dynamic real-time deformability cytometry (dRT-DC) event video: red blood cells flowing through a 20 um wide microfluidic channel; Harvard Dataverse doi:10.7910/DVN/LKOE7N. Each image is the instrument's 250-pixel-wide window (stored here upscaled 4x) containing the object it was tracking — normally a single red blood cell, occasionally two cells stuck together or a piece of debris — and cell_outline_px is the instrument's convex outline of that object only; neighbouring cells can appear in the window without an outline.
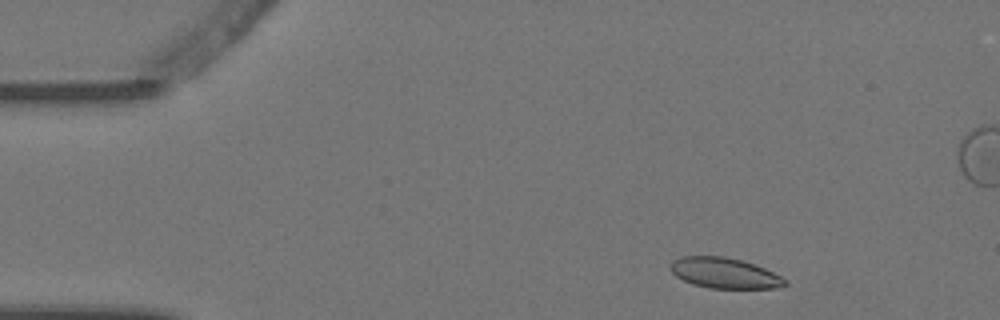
{"species": "Egyptian fruit bat (a non-hibernating species)", "species_latin": "Rousettus aegyptiacus", "temperature_condition": "warm", "stored_images_in_passage": 9, "camera_frame_rate_fps": 3000, "um_per_image_px": 0.085, "animal": {"sex": "female"}, "frame": {"image": 1, "passage_image": 1, "time_ms": 0.0, "image_size_px": [1000, 320], "cell_outline_px": [[788, 284], [780, 288], [708, 288], [692, 284], [676, 276], [668, 268], [668, 264], [672, 260], [680, 256], [724, 256], [740, 260], [764, 268], [788, 280]], "centroid_in_image_um": [61.55, 23.21], "position_along_channel_um": 23.5, "area_um2": 20.52}}
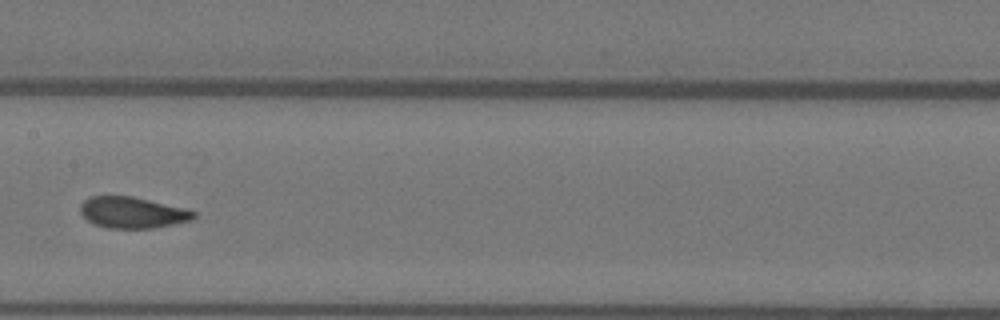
{"frame": {"image": 2, "passage_image": 6, "time_ms": 1.667, "image_size_px": [1000, 320], "cell_outline_px": [[196, 216], [192, 220], [152, 228], [108, 228], [92, 224], [80, 212], [80, 204], [84, 200], [92, 196], [132, 196], [184, 208], [196, 212]], "centroid_in_image_um": [11.23, 18.07], "position_along_channel_um": 196.2, "area_um2": 20.52}}
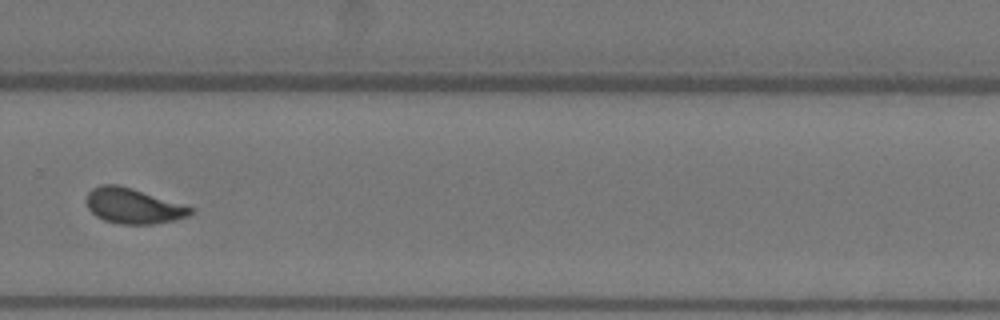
{"frame": {"image": 3, "passage_image": 9, "time_ms": 2.667, "image_size_px": [1000, 320], "cell_outline_px": [[192, 212], [188, 216], [176, 220], [152, 224], [120, 224], [104, 220], [96, 216], [88, 208], [88, 192], [92, 188], [100, 184], [116, 184], [132, 188], [192, 208]], "centroid_in_image_um": [11.29, 17.51], "position_along_channel_um": 318.5, "area_um2": 21.04}}